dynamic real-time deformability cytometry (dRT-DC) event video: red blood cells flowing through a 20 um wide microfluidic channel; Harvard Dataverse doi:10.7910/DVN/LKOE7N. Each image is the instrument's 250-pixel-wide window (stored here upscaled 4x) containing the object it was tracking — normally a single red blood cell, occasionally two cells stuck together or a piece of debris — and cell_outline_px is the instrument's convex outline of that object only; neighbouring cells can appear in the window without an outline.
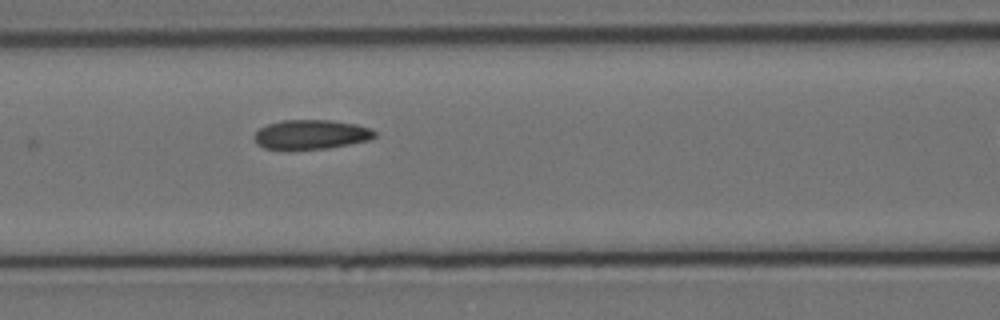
{"species": "Egyptian fruit bat (a non-hibernating species)", "species_latin": "Rousettus aegyptiacus", "temperature_condition": "cold", "stored_images_in_passage": 17, "camera_frame_rate_fps": 3000, "um_per_image_px": 0.085, "animal": {"sex": "female"}, "frame": {"image": 1, "passage_image": 9, "time_ms": 9.333, "image_size_px": [1000, 320], "cell_outline_px": [[376, 136], [368, 140], [328, 148], [288, 152], [264, 148], [256, 144], [252, 136], [260, 128], [268, 124], [280, 120], [332, 120], [356, 124], [372, 128], [376, 132]], "centroid_in_image_um": [26.38, 11.46], "position_along_channel_um": 140.2, "area_um2": 21.39}}
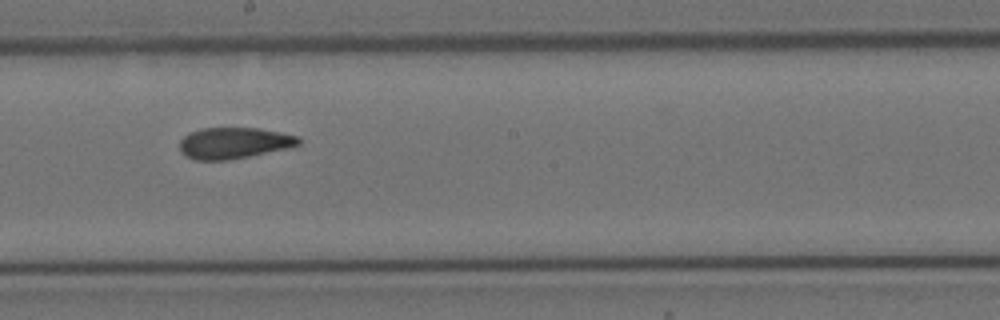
{"frame": {"image": 2, "passage_image": 12, "time_ms": 13.667, "image_size_px": [1000, 320], "cell_outline_px": [[300, 144], [284, 148], [248, 156], [228, 160], [196, 160], [180, 152], [180, 140], [184, 136], [200, 128], [256, 128], [280, 132], [300, 136]], "centroid_in_image_um": [19.86, 12.15], "position_along_channel_um": 228.3, "area_um2": 21.33}}
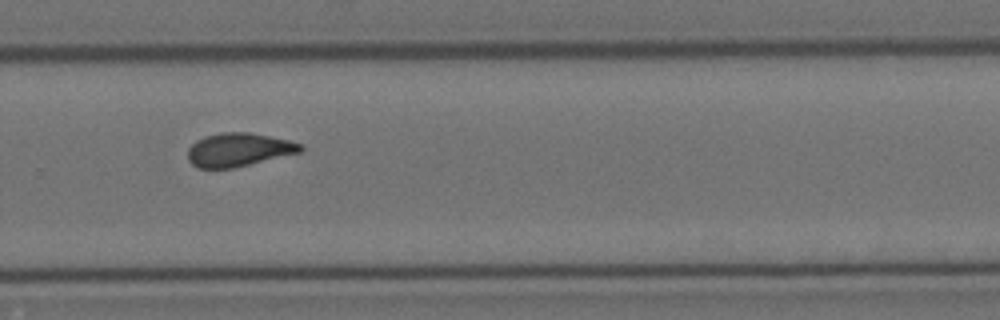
{"frame": {"image": 3, "passage_image": 14, "time_ms": 16.0, "image_size_px": [1000, 320], "cell_outline_px": [[304, 148], [300, 152], [232, 168], [200, 168], [192, 164], [188, 160], [188, 148], [196, 140], [204, 136], [220, 132], [248, 132], [288, 140], [300, 144]], "centroid_in_image_um": [20.24, 12.72], "position_along_channel_um": 309.6, "area_um2": 21.73}}